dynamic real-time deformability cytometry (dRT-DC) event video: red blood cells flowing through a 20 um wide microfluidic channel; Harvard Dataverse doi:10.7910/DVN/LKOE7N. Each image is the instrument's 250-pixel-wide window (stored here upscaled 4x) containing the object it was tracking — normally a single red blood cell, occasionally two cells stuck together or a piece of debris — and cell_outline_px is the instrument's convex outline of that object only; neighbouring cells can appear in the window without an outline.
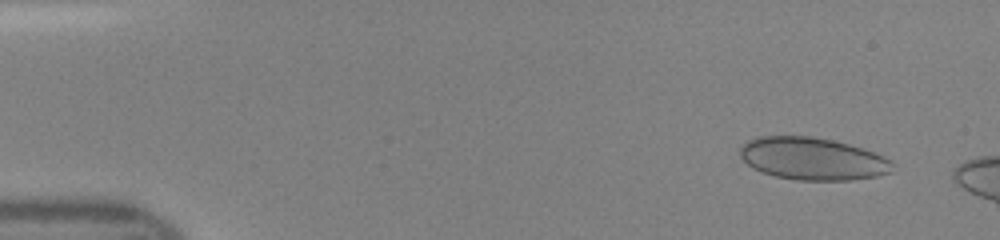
{"species": "human", "species_latin": "Homo sapiens", "temperature_condition": "room temperature", "stored_images_in_passage": 10, "camera_frame_rate_fps": 3000, "um_per_image_px": 0.085, "donor": {"sex": "female"}, "frame": {"image": 1, "passage_image": 4, "time_ms": 1.0, "image_size_px": [1000, 240], "cell_outline_px": [[892, 172], [876, 176], [852, 180], [796, 180], [776, 176], [764, 172], [748, 164], [740, 156], [740, 148], [748, 140], [760, 136], [812, 136], [832, 140], [848, 144], [872, 152], [888, 160], [892, 164]], "centroid_in_image_um": [69.04, 13.49], "position_along_channel_um": 16.0, "area_um2": 37.17}}